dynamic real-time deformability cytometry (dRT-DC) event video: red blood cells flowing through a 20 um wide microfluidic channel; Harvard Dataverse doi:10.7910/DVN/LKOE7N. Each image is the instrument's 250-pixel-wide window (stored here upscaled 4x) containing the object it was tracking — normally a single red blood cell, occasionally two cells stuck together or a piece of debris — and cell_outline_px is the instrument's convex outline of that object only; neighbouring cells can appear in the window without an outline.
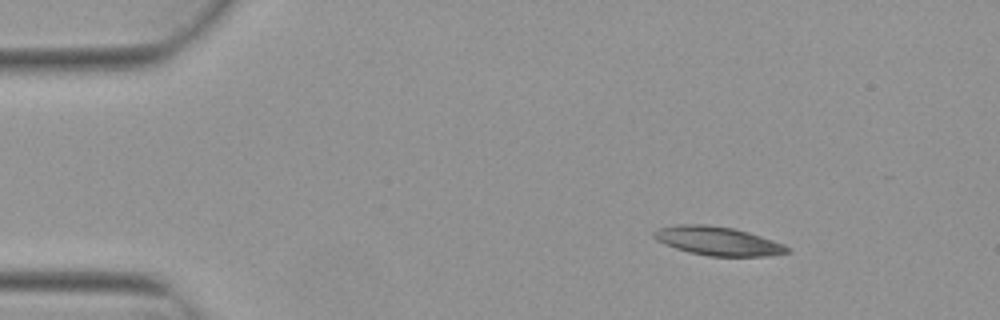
{"species": "Egyptian fruit bat (a non-hibernating species)", "species_latin": "Rousettus aegyptiacus", "temperature_condition": "warm", "stored_images_in_passage": 3, "camera_frame_rate_fps": 3000, "um_per_image_px": 0.085, "animal": {"sex": "female"}, "frame": {"image": 1, "passage_image": 1, "time_ms": 0.0, "image_size_px": [1000, 320], "cell_outline_px": [[792, 252], [768, 256], [708, 256], [688, 252], [664, 244], [656, 240], [652, 236], [652, 232], [660, 228], [676, 224], [704, 224], [732, 228], [748, 232], [784, 244]], "centroid_in_image_um": [60.99, 20.49], "position_along_channel_um": 24.0, "area_um2": 22.31}}